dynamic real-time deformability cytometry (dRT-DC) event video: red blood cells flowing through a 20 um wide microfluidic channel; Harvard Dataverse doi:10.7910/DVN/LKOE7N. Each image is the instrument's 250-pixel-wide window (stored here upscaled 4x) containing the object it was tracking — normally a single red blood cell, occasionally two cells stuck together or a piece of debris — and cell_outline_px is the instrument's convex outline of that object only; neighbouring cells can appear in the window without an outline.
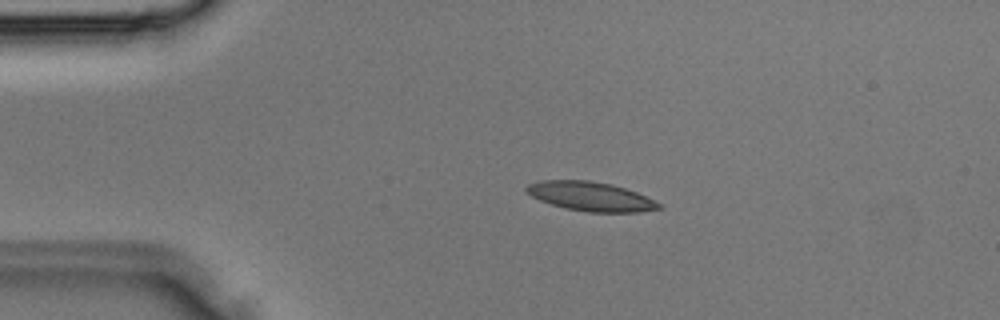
{"species": "Egyptian fruit bat (a non-hibernating species)", "species_latin": "Rousettus aegyptiacus", "temperature_condition": "room temperature", "stored_images_in_passage": 26, "camera_frame_rate_fps": 3000, "um_per_image_px": 0.085, "animal": {"sex": "male"}, "frame": {"image": 1, "passage_image": 8, "time_ms": 2.333, "image_size_px": [1000, 320], "cell_outline_px": [[664, 208], [640, 212], [588, 212], [564, 208], [540, 200], [524, 192], [524, 188], [528, 184], [544, 180], [588, 180], [612, 184], [636, 192], [664, 204]], "centroid_in_image_um": [50.23, 16.7], "position_along_channel_um": 34.8, "area_um2": 22.66}}
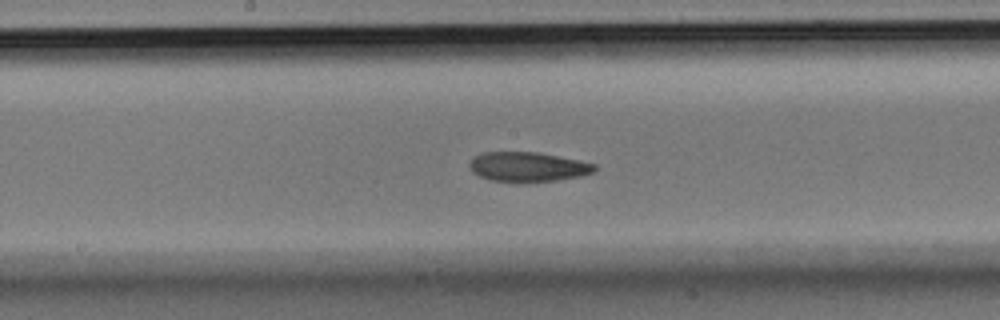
{"frame": {"image": 2, "passage_image": 19, "time_ms": 6.0, "image_size_px": [1000, 320], "cell_outline_px": [[596, 172], [580, 176], [556, 180], [488, 180], [472, 172], [468, 164], [480, 152], [540, 152], [580, 160], [596, 164]], "centroid_in_image_um": [44.9, 14.15], "position_along_channel_um": 203.3, "area_um2": 21.21}}
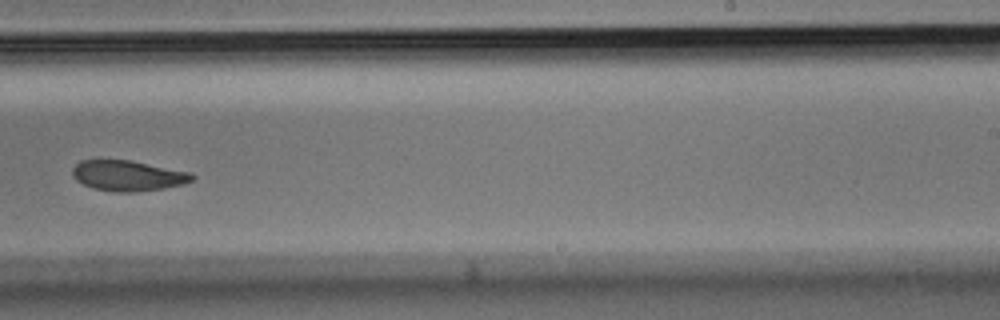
{"frame": {"image": 3, "passage_image": 23, "time_ms": 7.333, "image_size_px": [1000, 320], "cell_outline_px": [[196, 176], [192, 180], [184, 184], [164, 188], [132, 192], [116, 192], [92, 188], [76, 180], [72, 176], [72, 168], [80, 160], [100, 156], [132, 160], [192, 172]], "centroid_in_image_um": [10.82, 14.87], "position_along_channel_um": 278.2, "area_um2": 22.2}}